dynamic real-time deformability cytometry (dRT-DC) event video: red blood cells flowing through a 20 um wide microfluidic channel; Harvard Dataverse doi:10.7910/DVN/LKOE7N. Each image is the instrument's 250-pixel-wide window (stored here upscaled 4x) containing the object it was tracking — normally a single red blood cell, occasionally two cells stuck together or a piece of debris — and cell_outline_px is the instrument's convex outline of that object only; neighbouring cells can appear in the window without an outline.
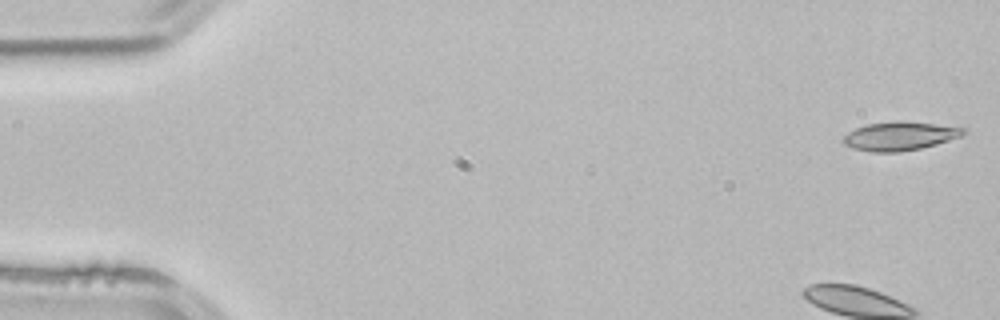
{"species": "common noctule bat (a hibernating species)", "species_latin": "Nyctalus noctula", "temperature_condition": "room temperature", "stored_images_in_passage": 51, "camera_frame_rate_fps": 3000, "um_per_image_px": 0.085, "animal": {"sex": "male", "body_mass_g": 21.5, "forearm_length_mm": 52.0}, "frame": {"image": 1, "passage_image": 1, "time_ms": 0.0, "image_size_px": [1000, 320], "cell_outline_px": [[968, 132], [960, 136], [936, 144], [920, 148], [900, 152], [872, 152], [852, 148], [844, 144], [840, 140], [848, 132], [856, 128], [868, 124], [896, 120], [904, 120], [964, 128]], "centroid_in_image_um": [76.44, 11.56], "position_along_channel_um": 8.6, "area_um2": 20.11}, "authors_computed_cell_mechanics": {"area_um2": 20.1144, "velocity_mm_per_s": 3.8212, "shape_relaxation_time_tau1_ms": 3.1489, "shape_relaxation_time_tau2_ms": null, "deformation_change_tau1": 0.0676, "deformation_change_tau2": null}}